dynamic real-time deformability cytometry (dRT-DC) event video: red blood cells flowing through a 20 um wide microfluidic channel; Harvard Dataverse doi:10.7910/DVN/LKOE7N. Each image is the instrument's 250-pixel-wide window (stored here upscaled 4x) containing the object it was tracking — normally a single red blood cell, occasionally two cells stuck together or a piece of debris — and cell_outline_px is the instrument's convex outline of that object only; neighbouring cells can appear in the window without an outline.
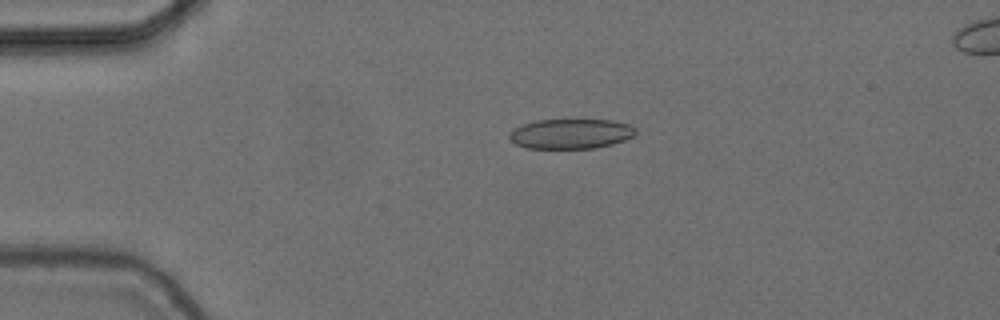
{"species": "common noctule bat (a hibernating species)", "species_latin": "Nyctalus noctula", "temperature_condition": "cold", "stored_images_in_passage": 45, "camera_frame_rate_fps": 3000, "um_per_image_px": 0.085, "animal": {"sex": "female", "body_mass_g": 24.6, "forearm_length_mm": 56.2}, "frame": {"image": 1, "passage_image": 2, "time_ms": 0.333, "image_size_px": [1000, 320], "cell_outline_px": [[636, 132], [632, 136], [624, 140], [612, 144], [596, 148], [528, 148], [516, 144], [508, 136], [516, 128], [524, 124], [536, 120], [612, 120], [628, 124], [636, 128]], "centroid_in_image_um": [48.55, 11.37], "position_along_channel_um": 36.4, "area_um2": 21.73}}
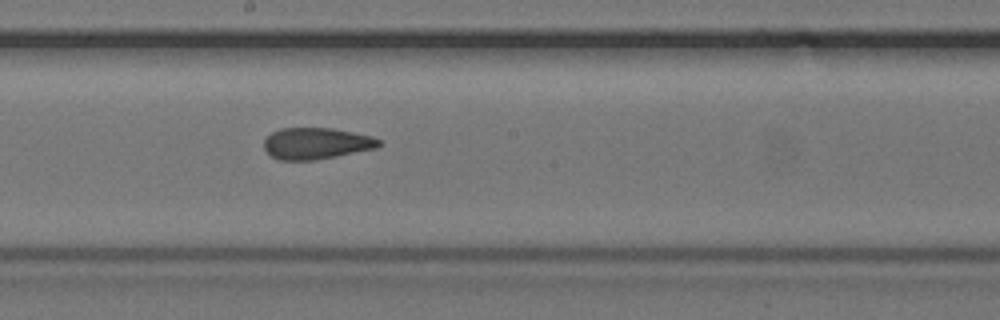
{"frame": {"image": 2, "passage_image": 20, "time_ms": 6.333, "image_size_px": [1000, 320], "cell_outline_px": [[380, 144], [376, 148], [316, 160], [280, 160], [272, 156], [264, 148], [264, 140], [272, 132], [280, 128], [332, 128], [372, 136], [380, 140]], "centroid_in_image_um": [26.87, 12.19], "position_along_channel_um": 221.3, "area_um2": 20.92}}
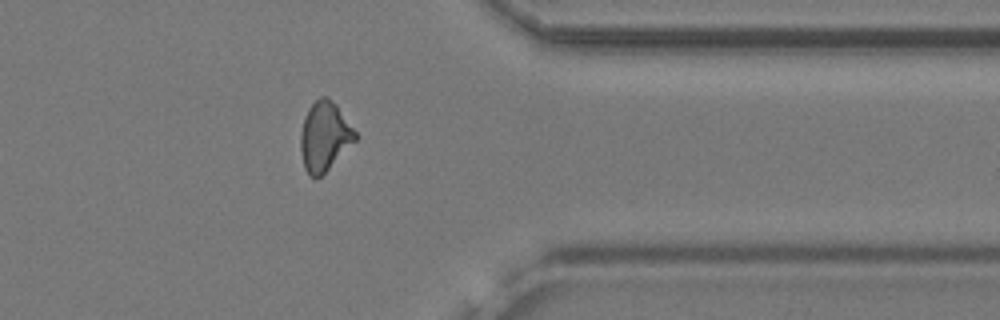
{"frame": {"image": 3, "passage_image": 34, "time_ms": 11.0, "image_size_px": [1000, 320], "cell_outline_px": [[356, 140], [316, 180], [308, 176], [304, 168], [300, 148], [300, 132], [308, 108], [320, 96], [328, 96], [336, 104], [356, 132]], "centroid_in_image_um": [27.56, 11.59], "position_along_channel_um": 383.8, "area_um2": 21.91}, "authors_computed_cell_mechanics": {"area_um2": 21.7328, "velocity_mm_per_s": 3.725, "shape_relaxation_time_tau1_ms": null, "shape_relaxation_time_tau2_ms": 1.7045, "deformation_change_tau1": null, "deformation_change_tau2": 0.0738}}